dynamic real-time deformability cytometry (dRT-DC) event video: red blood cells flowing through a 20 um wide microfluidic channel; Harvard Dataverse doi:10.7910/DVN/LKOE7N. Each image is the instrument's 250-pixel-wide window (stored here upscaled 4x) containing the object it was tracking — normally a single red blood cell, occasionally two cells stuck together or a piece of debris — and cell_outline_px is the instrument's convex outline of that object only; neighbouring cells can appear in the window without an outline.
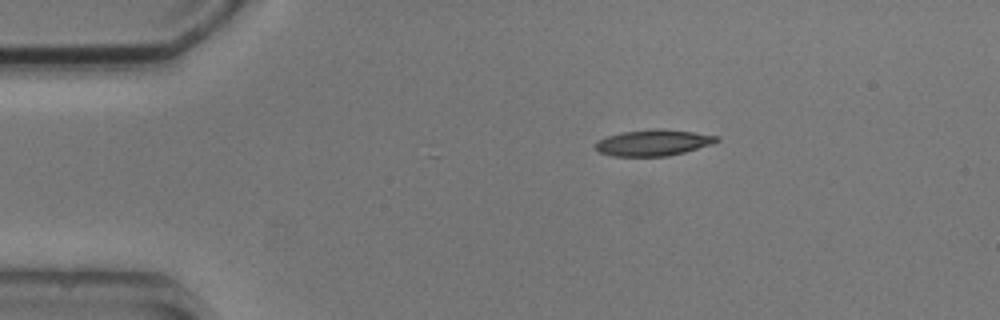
{"species": "common noctule bat (a hibernating species)", "species_latin": "Nyctalus noctula", "temperature_condition": "cold", "stored_images_in_passage": 5, "camera_frame_rate_fps": 3000, "um_per_image_px": 0.085, "animal": {"sex": "male", "body_mass_g": 20.5, "forearm_length_mm": 52.5}, "frame": {"image": 1, "passage_image": 1, "time_ms": 0.0, "image_size_px": [1000, 320], "cell_outline_px": [[720, 140], [712, 144], [684, 152], [668, 156], [612, 156], [600, 152], [596, 148], [596, 140], [608, 136], [624, 132], [656, 128], [664, 128], [720, 136]], "centroid_in_image_um": [55.56, 12.12], "position_along_channel_um": 29.4, "area_um2": 18.44}}
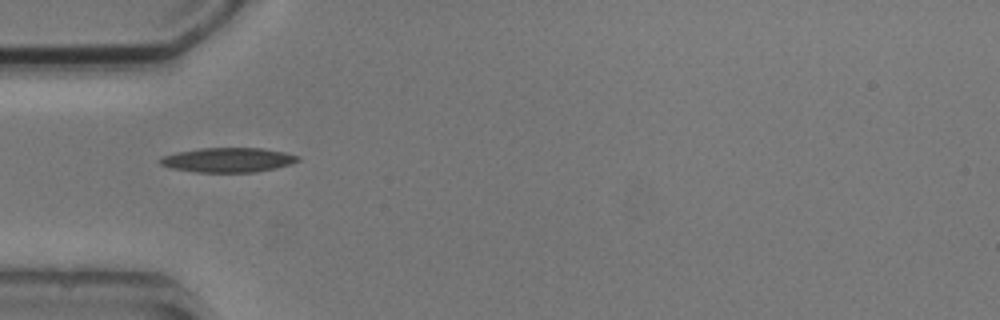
{"frame": {"image": 2, "passage_image": 3, "time_ms": 2.333, "image_size_px": [1000, 320], "cell_outline_px": [[300, 160], [292, 164], [276, 168], [256, 172], [196, 172], [168, 168], [160, 164], [160, 156], [176, 152], [200, 148], [264, 148], [284, 152], [300, 156]], "centroid_in_image_um": [19.37, 13.59], "position_along_channel_um": 65.6, "area_um2": 19.94}}